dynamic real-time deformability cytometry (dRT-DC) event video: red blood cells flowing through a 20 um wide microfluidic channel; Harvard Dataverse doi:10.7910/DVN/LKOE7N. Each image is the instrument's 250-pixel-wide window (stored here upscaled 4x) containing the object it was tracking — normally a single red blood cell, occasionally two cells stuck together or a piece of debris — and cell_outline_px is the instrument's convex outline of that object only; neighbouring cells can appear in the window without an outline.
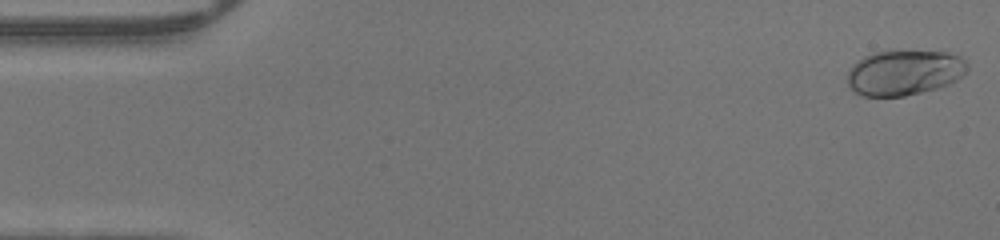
{"species": "human", "species_latin": "Homo sapiens", "temperature_condition": "warm", "stored_images_in_passage": 47, "camera_frame_rate_fps": 3000, "um_per_image_px": 0.085, "donor": {"sex": "male"}, "frame": {"image": 1, "passage_image": 1, "time_ms": 0.0, "image_size_px": [1000, 240], "cell_outline_px": [[968, 72], [956, 80], [940, 88], [904, 96], [864, 96], [852, 92], [848, 84], [848, 72], [852, 64], [864, 56], [872, 52], [892, 48], [948, 52], [960, 56], [968, 64]], "centroid_in_image_um": [76.87, 6.13], "position_along_channel_um": 8.1, "area_um2": 32.77}}
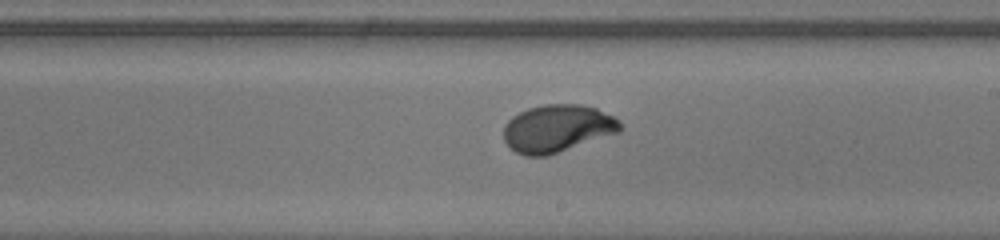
{"frame": {"image": 2, "passage_image": 27, "time_ms": 8.667, "image_size_px": [1000, 240], "cell_outline_px": [[624, 128], [620, 132], [548, 156], [524, 156], [516, 152], [504, 140], [504, 124], [512, 116], [528, 108], [544, 104], [580, 104], [596, 108], [612, 116]], "centroid_in_image_um": [47.36, 10.92], "position_along_channel_um": 241.6, "area_um2": 32.31}}
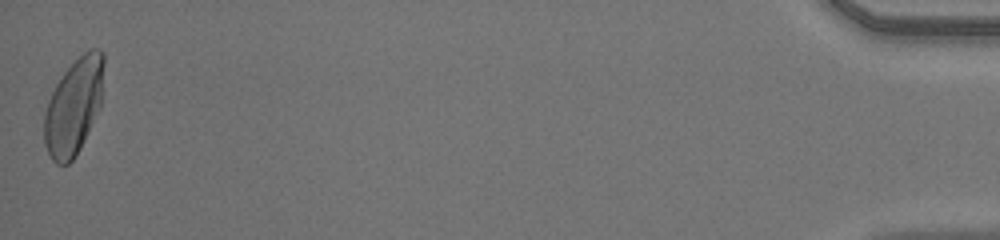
{"frame": {"image": 3, "passage_image": 47, "time_ms": 15.333, "image_size_px": [1000, 240], "cell_outline_px": [[104, 64], [100, 108], [80, 148], [72, 160], [68, 164], [56, 164], [52, 160], [44, 144], [44, 112], [48, 100], [56, 84], [64, 72], [88, 48], [100, 48], [104, 52]], "centroid_in_image_um": [6.27, 9.03], "position_along_channel_um": 428.9, "area_um2": 33.35}}